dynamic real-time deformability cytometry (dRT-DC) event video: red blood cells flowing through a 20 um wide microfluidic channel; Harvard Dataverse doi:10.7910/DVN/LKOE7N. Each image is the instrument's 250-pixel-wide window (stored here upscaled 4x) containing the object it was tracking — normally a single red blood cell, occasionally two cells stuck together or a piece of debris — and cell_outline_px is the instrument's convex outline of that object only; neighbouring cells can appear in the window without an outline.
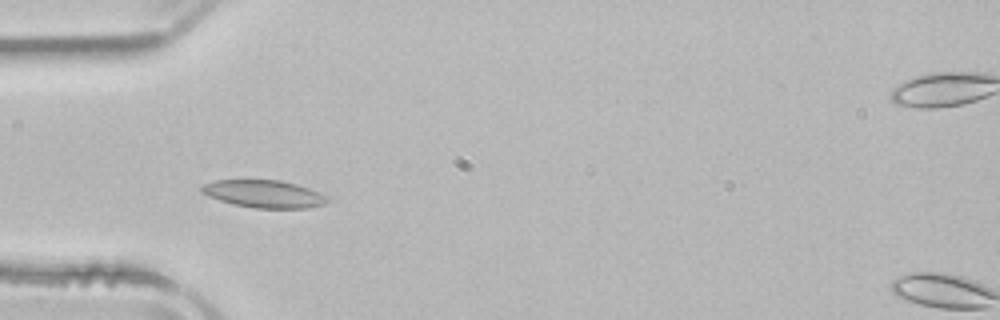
{"species": "common noctule bat (a hibernating species)", "species_latin": "Nyctalus noctula", "temperature_condition": "room temperature", "stored_images_in_passage": 48, "camera_frame_rate_fps": 3000, "um_per_image_px": 0.085, "animal": {"sex": "male", "body_mass_g": 21.5, "forearm_length_mm": 52.0}, "frame": {"image": 1, "passage_image": 12, "time_ms": 3.667, "image_size_px": [1000, 320], "cell_outline_px": [[328, 200], [324, 204], [308, 208], [256, 208], [232, 204], [208, 196], [200, 192], [200, 188], [204, 184], [212, 180], [280, 180], [296, 184], [308, 188], [328, 196]], "centroid_in_image_um": [22.41, 16.48], "position_along_channel_um": 62.6, "area_um2": 20.17}}
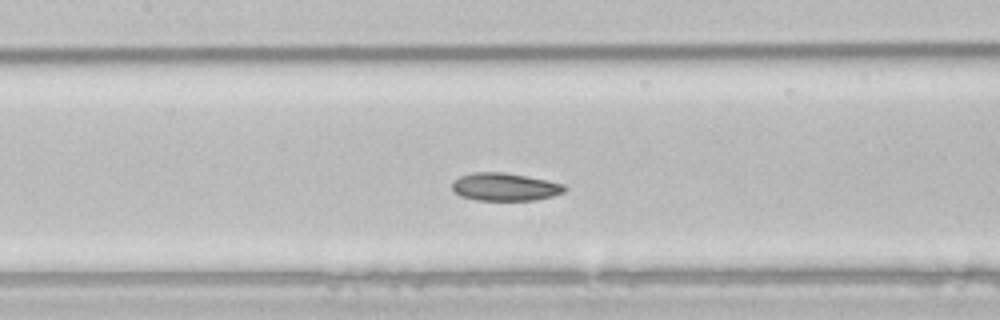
{"frame": {"image": 2, "passage_image": 20, "time_ms": 6.333, "image_size_px": [1000, 320], "cell_outline_px": [[568, 188], [564, 192], [552, 196], [536, 200], [476, 200], [460, 196], [452, 188], [452, 180], [460, 176], [472, 172], [504, 172], [548, 180], [564, 184]], "centroid_in_image_um": [42.92, 15.88], "position_along_channel_um": 164.5, "area_um2": 18.38}}
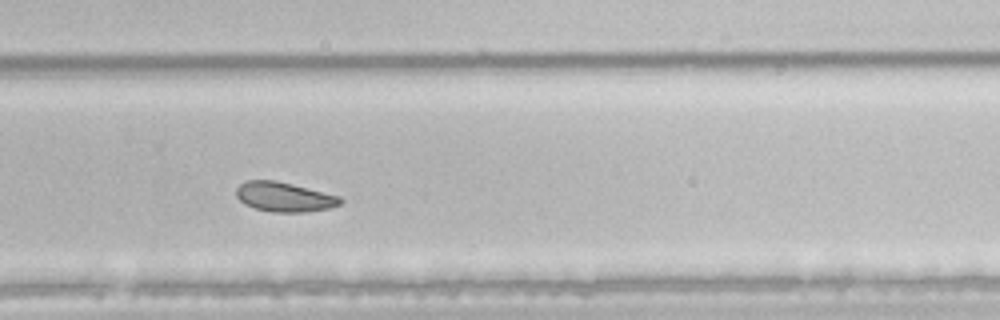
{"frame": {"image": 3, "passage_image": 31, "time_ms": 10.0, "image_size_px": [1000, 320], "cell_outline_px": [[344, 200], [340, 204], [328, 208], [304, 212], [272, 212], [256, 208], [244, 204], [236, 196], [236, 188], [244, 180], [276, 180], [340, 196]], "centroid_in_image_um": [24.14, 16.73], "position_along_channel_um": 305.7, "area_um2": 17.92}, "authors_computed_cell_mechanics": {"area_um2": 19.9121, "velocity_mm_per_s": 3.8756, "shape_relaxation_time_tau1_ms": 2.8573, "shape_relaxation_time_tau2_ms": 7.2721, "deformation_change_tau1": 0.0753, "deformation_change_tau2": 0.1261}}